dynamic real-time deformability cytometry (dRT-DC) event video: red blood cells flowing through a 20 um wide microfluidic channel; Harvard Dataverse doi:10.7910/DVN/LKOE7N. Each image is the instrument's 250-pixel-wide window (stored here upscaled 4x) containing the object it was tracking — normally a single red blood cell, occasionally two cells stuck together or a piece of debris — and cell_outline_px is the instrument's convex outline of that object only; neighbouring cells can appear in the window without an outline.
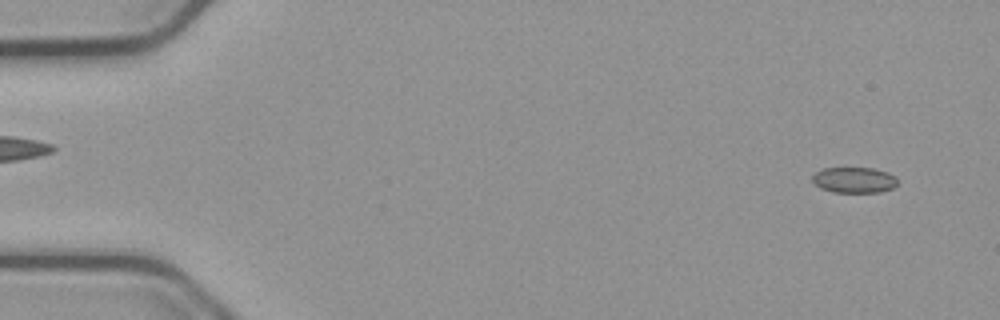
{"species": "common noctule bat (a hibernating species)", "species_latin": "Nyctalus noctula", "temperature_condition": "cold", "stored_images_in_passage": 7, "camera_frame_rate_fps": 3000, "um_per_image_px": 0.085, "animal": {"sex": "male", "body_mass_g": 23.1, "forearm_length_mm": 52.7}, "frame": {"image": 1, "passage_image": 1, "time_ms": 0.0, "image_size_px": [1000, 320], "cell_outline_px": [[896, 184], [892, 188], [880, 192], [832, 192], [820, 188], [812, 180], [812, 176], [816, 172], [824, 168], [872, 168], [888, 172], [896, 176]], "centroid_in_image_um": [72.6, 15.3], "position_along_channel_um": 12.4, "area_um2": 12.72}}